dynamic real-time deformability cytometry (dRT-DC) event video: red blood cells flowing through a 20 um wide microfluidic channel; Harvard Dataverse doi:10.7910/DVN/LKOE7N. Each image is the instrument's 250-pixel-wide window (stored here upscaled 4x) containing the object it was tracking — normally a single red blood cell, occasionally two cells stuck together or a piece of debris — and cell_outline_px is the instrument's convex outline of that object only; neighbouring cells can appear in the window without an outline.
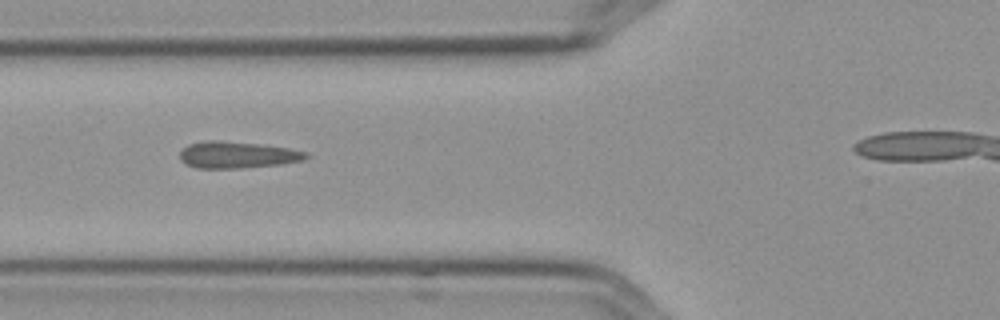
{"species": "Egyptian fruit bat (a non-hibernating species)", "species_latin": "Rousettus aegyptiacus", "temperature_condition": "cold", "stored_images_in_passage": 5, "segment_of_instrument_passage": [1, 2], "camera_frame_rate_fps": 3000, "um_per_image_px": 0.085, "frame": {"image": 1, "passage_image": 3, "time_ms": 0.667, "image_size_px": [1000, 320], "cell_outline_px": [[308, 156], [304, 160], [280, 164], [240, 168], [196, 168], [180, 160], [180, 152], [188, 144], [208, 140], [216, 140], [260, 144], [288, 148], [308, 152]], "centroid_in_image_um": [20.17, 13.16], "position_along_channel_um": 105.6, "area_um2": 19.48}}
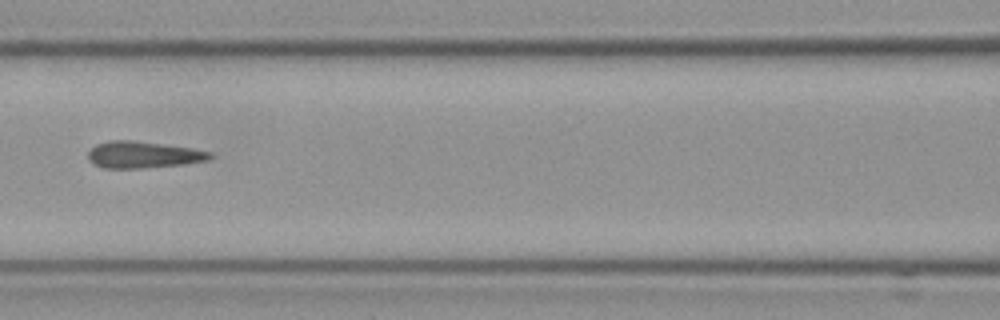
{"frame": {"image": 2, "passage_image": 4, "time_ms": 1.0, "image_size_px": [1000, 320], "cell_outline_px": [[216, 156], [208, 160], [180, 164], [140, 168], [104, 168], [88, 160], [88, 152], [96, 144], [108, 140], [132, 140], [192, 148], [212, 152]], "centroid_in_image_um": [12.18, 13.14], "position_along_channel_um": 154.4, "area_um2": 18.84}}